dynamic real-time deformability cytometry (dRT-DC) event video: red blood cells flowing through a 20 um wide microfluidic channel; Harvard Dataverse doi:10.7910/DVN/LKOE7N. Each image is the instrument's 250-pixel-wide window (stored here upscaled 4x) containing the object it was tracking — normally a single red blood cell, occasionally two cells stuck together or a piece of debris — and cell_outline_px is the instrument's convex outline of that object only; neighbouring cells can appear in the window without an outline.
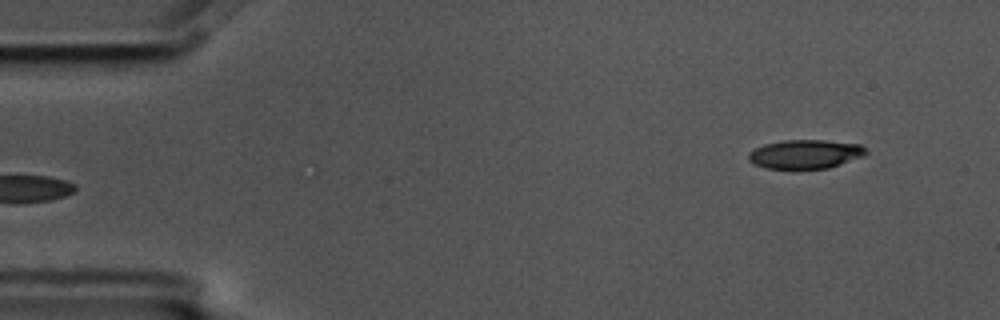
{"species": "common noctule bat (a hibernating species)", "species_latin": "Nyctalus noctula", "temperature_condition": "cold", "stored_images_in_passage": 3, "segment_of_instrument_passage": [2, 2], "camera_frame_rate_fps": 3000, "um_per_image_px": 0.085, "animal": {"sex": "male", "body_mass_g": 17.5, "forearm_length_mm": 52.3}, "frame": {"image": 1, "passage_image": 3, "time_ms": 0.667, "image_size_px": [1000, 320], "cell_outline_px": [[868, 152], [864, 156], [828, 168], [792, 172], [764, 168], [752, 164], [748, 160], [748, 152], [764, 144], [784, 140], [824, 140], [860, 144]], "centroid_in_image_um": [68.38, 13.15], "position_along_channel_um": 16.6, "area_um2": 20.69}}